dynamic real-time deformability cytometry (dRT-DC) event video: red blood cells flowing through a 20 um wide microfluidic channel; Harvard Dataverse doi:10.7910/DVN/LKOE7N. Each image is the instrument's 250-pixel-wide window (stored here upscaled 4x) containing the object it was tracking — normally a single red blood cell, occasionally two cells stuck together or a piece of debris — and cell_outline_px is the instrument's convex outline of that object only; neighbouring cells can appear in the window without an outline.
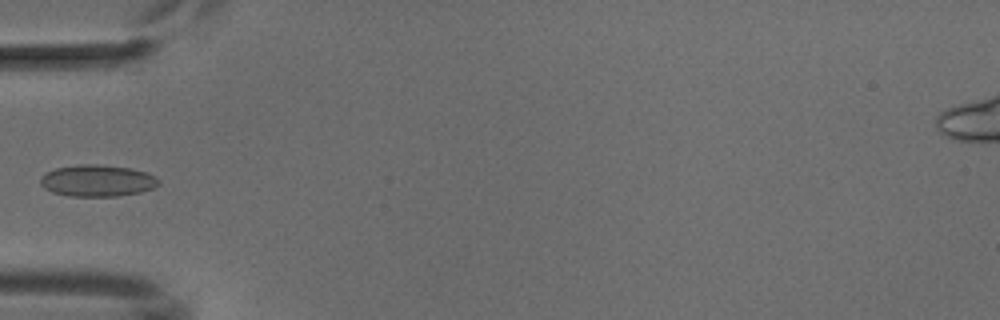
{"species": "common noctule bat (a hibernating species)", "species_latin": "Nyctalus noctula", "temperature_condition": "cold", "stored_images_in_passage": 5, "camera_frame_rate_fps": 3000, "um_per_image_px": 0.085, "animal": {"sex": "male", "body_mass_g": 18.8}, "frame": {"image": 1, "passage_image": 5, "time_ms": 4.333, "image_size_px": [1000, 320], "cell_outline_px": [[160, 184], [152, 188], [140, 192], [116, 196], [68, 196], [52, 192], [44, 188], [40, 184], [40, 176], [56, 168], [80, 164], [96, 164], [128, 168], [148, 172], [156, 176], [160, 180]], "centroid_in_image_um": [8.28, 15.36], "position_along_channel_um": 76.7, "area_um2": 21.85}}